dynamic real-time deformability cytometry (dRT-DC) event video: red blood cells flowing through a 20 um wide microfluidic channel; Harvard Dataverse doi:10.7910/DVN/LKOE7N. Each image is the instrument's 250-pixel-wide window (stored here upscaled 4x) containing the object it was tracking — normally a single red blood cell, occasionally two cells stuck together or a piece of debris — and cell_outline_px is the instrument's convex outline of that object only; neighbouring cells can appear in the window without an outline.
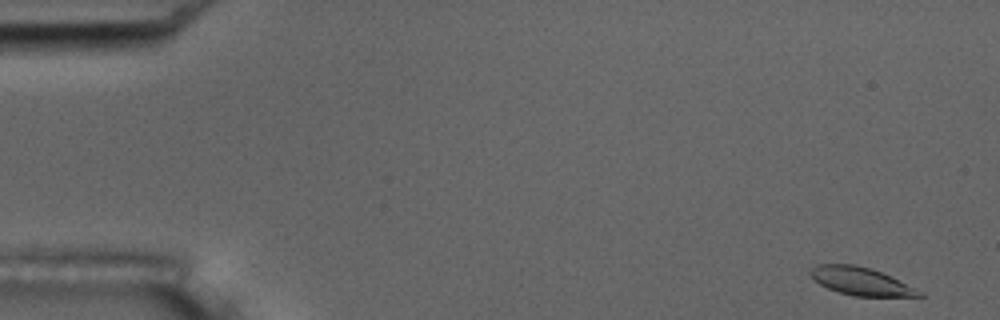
{"species": "common noctule bat (a hibernating species)", "species_latin": "Nyctalus noctula", "temperature_condition": "room temperature", "stored_images_in_passage": 54, "camera_frame_rate_fps": 3000, "um_per_image_px": 0.085, "animal": {"sex": "male", "body_mass_g": 17.5, "forearm_length_mm": 52.3}, "frame": {"image": 1, "passage_image": 1, "time_ms": 0.0, "image_size_px": [1000, 320], "cell_outline_px": [[924, 296], [856, 296], [840, 292], [828, 288], [812, 280], [808, 272], [816, 264], [856, 264], [872, 268], [924, 292]], "centroid_in_image_um": [73.13, 23.89], "position_along_channel_um": 11.9, "area_um2": 17.63}}
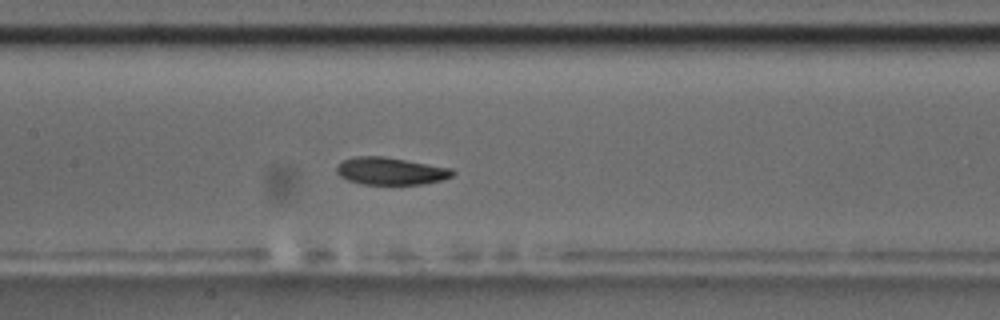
{"frame": {"image": 2, "passage_image": 25, "time_ms": 8.0, "image_size_px": [1000, 320], "cell_outline_px": [[456, 172], [452, 176], [444, 180], [424, 184], [360, 184], [348, 180], [340, 176], [336, 172], [336, 164], [344, 160], [356, 156], [384, 156], [452, 168]], "centroid_in_image_um": [33.21, 14.54], "position_along_channel_um": 174.2, "area_um2": 18.67}}
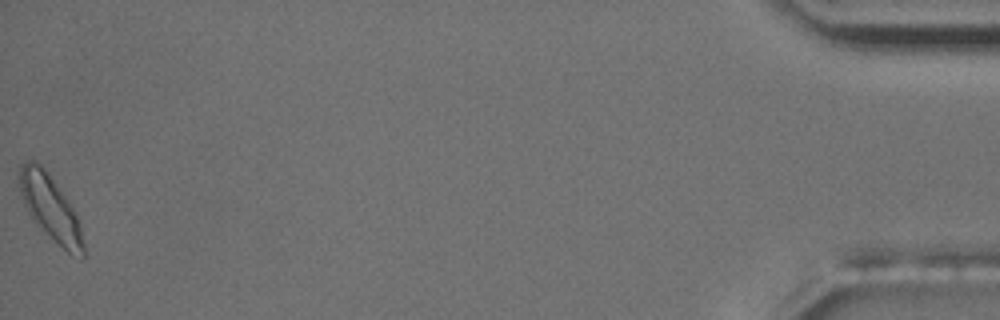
{"frame": {"image": 3, "passage_image": 54, "time_ms": 17.667, "image_size_px": [1000, 320], "cell_outline_px": [[84, 256], [72, 256], [32, 220], [24, 204], [20, 192], [20, 168], [24, 160], [36, 160], [44, 168], [68, 200], [76, 212], [80, 220], [84, 244]], "centroid_in_image_um": [4.3, 17.67], "position_along_channel_um": 430.9, "area_um2": 24.1}, "authors_computed_cell_mechanics": {"area_um2": 18.9873, "velocity_mm_per_s": 3.6515, "shape_relaxation_time_tau1_ms": 2.8413, "shape_relaxation_time_tau2_ms": 2.88, "deformation_change_tau1": 0.1146, "deformation_change_tau2": 0.0665}}